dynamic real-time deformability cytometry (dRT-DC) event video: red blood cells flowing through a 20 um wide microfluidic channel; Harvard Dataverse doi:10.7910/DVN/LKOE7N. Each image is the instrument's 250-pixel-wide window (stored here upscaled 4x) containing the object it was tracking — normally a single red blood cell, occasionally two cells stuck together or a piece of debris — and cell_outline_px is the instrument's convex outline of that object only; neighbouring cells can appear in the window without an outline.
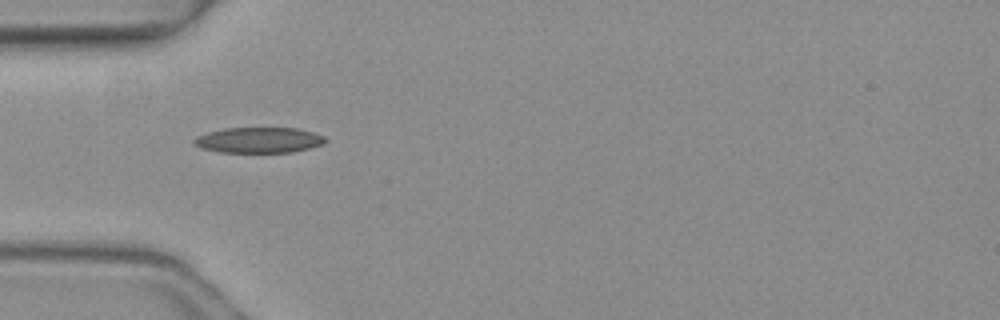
{"species": "common noctule bat (a hibernating species)", "species_latin": "Nyctalus noctula", "temperature_condition": "warm", "stored_images_in_passage": 4, "camera_frame_rate_fps": 3000, "um_per_image_px": 0.085, "animal": {"sex": "female", "body_mass_g": 19.3, "forearm_length_mm": 54.1}, "frame": {"image": 1, "passage_image": 1, "time_ms": 0.0, "image_size_px": [1000, 320], "cell_outline_px": [[328, 140], [324, 144], [292, 152], [220, 152], [200, 148], [192, 144], [192, 140], [196, 136], [208, 132], [224, 128], [296, 128], [312, 132], [324, 136]], "centroid_in_image_um": [21.97, 11.91], "position_along_channel_um": 63.0, "area_um2": 19.65}}
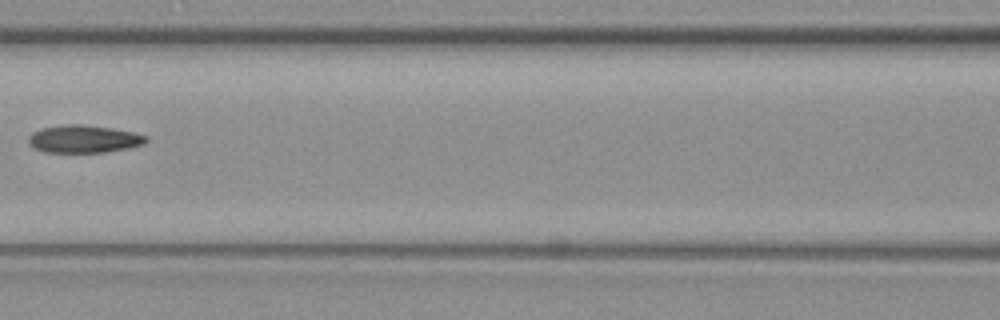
{"frame": {"image": 2, "passage_image": 3, "time_ms": 0.667, "image_size_px": [1000, 320], "cell_outline_px": [[148, 140], [144, 144], [128, 148], [104, 152], [44, 152], [32, 148], [28, 140], [28, 136], [32, 132], [40, 128], [68, 124], [80, 124], [112, 128], [132, 132], [148, 136]], "centroid_in_image_um": [7.1, 11.81], "position_along_channel_um": 159.5, "area_um2": 19.02}}
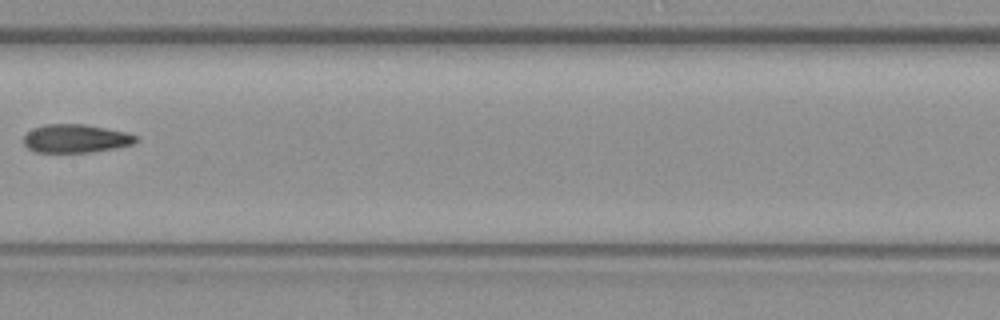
{"frame": {"image": 3, "passage_image": 4, "time_ms": 1.0, "image_size_px": [1000, 320], "cell_outline_px": [[136, 140], [132, 144], [116, 148], [92, 152], [32, 152], [24, 144], [24, 136], [32, 128], [44, 124], [84, 124], [124, 132], [136, 136]], "centroid_in_image_um": [6.38, 11.78], "position_along_channel_um": 201.0, "area_um2": 18.44}}